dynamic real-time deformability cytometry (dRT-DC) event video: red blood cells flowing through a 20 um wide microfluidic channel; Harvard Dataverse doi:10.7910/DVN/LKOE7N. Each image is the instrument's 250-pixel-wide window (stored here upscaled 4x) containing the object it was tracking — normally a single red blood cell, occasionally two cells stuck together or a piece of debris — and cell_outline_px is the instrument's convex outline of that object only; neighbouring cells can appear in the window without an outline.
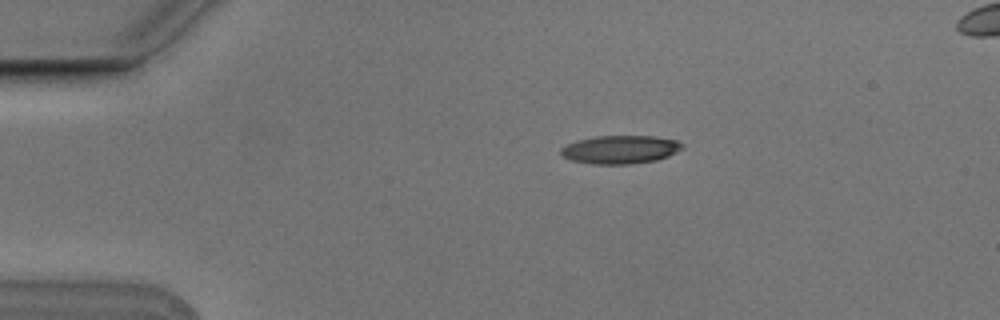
{"species": "Egyptian fruit bat (a non-hibernating species)", "species_latin": "Rousettus aegyptiacus", "temperature_condition": "cold", "stored_images_in_passage": 7, "camera_frame_rate_fps": 3000, "um_per_image_px": 0.085, "animal": {"sex": "male"}, "frame": {"image": 1, "passage_image": 2, "time_ms": 0.333, "image_size_px": [1000, 320], "cell_outline_px": [[684, 148], [668, 156], [656, 160], [628, 164], [596, 164], [572, 160], [564, 156], [560, 152], [560, 148], [576, 140], [596, 136], [656, 136], [676, 140], [684, 144]], "centroid_in_image_um": [52.75, 12.7], "position_along_channel_um": 32.2, "area_um2": 19.94}}
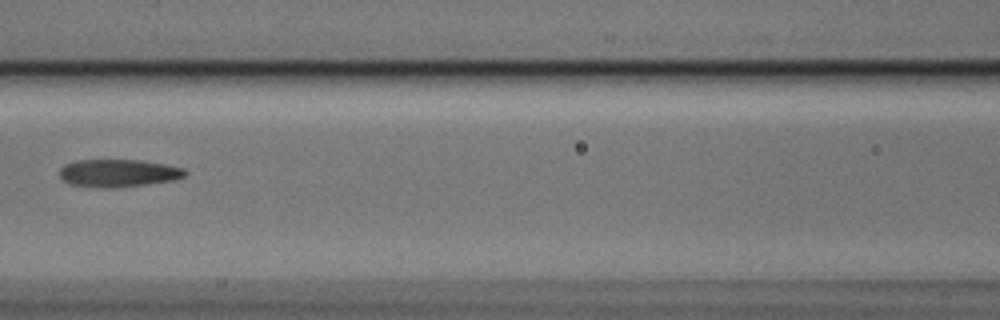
{"frame": {"image": 2, "passage_image": 6, "time_ms": 1.667, "image_size_px": [1000, 320], "cell_outline_px": [[188, 172], [184, 176], [176, 180], [112, 188], [104, 188], [68, 184], [60, 176], [60, 168], [64, 164], [76, 160], [144, 160], [184, 168]], "centroid_in_image_um": [10.06, 14.71], "position_along_channel_um": 156.5, "area_um2": 20.29}}
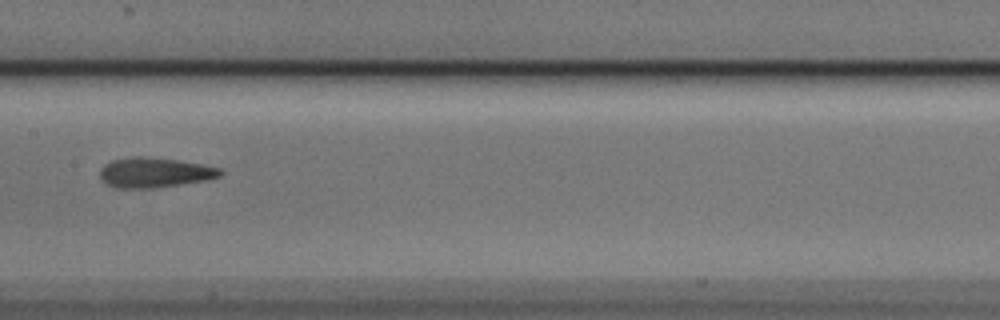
{"frame": {"image": 3, "passage_image": 7, "time_ms": 2.0, "image_size_px": [1000, 320], "cell_outline_px": [[224, 172], [220, 176], [208, 180], [156, 188], [116, 188], [108, 184], [100, 176], [100, 168], [104, 164], [112, 160], [136, 156], [140, 156], [176, 160], [200, 164], [220, 168]], "centroid_in_image_um": [13.15, 14.67], "position_along_channel_um": 194.3, "area_um2": 20.92}}